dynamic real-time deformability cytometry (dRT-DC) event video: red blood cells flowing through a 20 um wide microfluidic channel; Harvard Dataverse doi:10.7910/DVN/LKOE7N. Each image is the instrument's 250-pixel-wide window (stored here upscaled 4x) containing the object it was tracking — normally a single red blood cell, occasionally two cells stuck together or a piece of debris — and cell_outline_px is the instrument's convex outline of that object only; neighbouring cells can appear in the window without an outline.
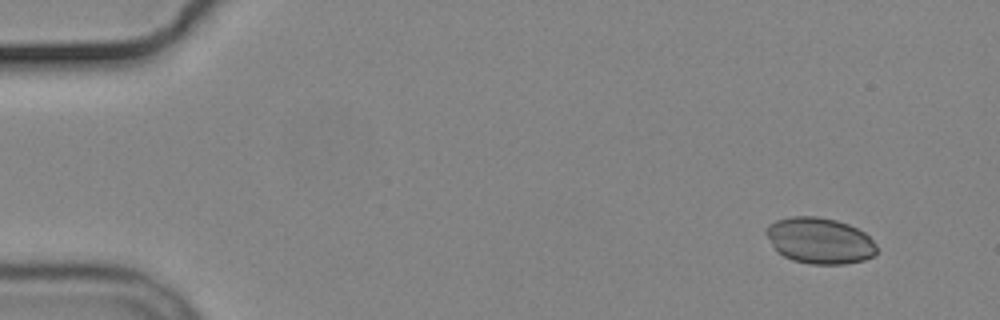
{"species": "common noctule bat (a hibernating species)", "species_latin": "Nyctalus noctula", "temperature_condition": "cold", "stored_images_in_passage": 4, "camera_frame_rate_fps": 3000, "um_per_image_px": 0.085, "animal": {"sex": "male", "body_mass_g": 19.2, "forearm_length_mm": 51.8}, "frame": {"image": 1, "passage_image": 1, "time_ms": 0.0, "image_size_px": [1000, 320], "cell_outline_px": [[876, 252], [872, 256], [864, 260], [844, 264], [808, 264], [792, 260], [776, 252], [764, 232], [768, 224], [776, 220], [792, 216], [816, 216], [836, 220], [848, 224], [864, 232], [876, 244]], "centroid_in_image_um": [69.63, 20.45], "position_along_channel_um": 15.4, "area_um2": 29.82}}